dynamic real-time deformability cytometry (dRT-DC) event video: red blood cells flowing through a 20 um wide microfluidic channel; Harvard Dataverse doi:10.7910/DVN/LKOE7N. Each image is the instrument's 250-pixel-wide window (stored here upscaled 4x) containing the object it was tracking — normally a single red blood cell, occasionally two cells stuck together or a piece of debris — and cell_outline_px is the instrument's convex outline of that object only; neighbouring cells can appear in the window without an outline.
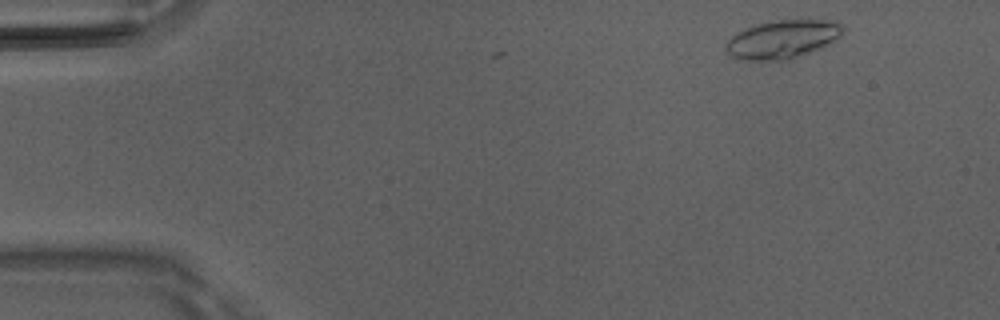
{"species": "Egyptian fruit bat (a non-hibernating species)", "species_latin": "Rousettus aegyptiacus", "temperature_condition": "room temperature", "stored_images_in_passage": 2, "camera_frame_rate_fps": 3000, "um_per_image_px": 0.085, "animal": {"sex": "male"}, "frame": {"image": 1, "passage_image": 2, "time_ms": 0.333, "image_size_px": [1000, 320], "cell_outline_px": [[844, 32], [836, 40], [824, 48], [788, 60], [744, 60], [732, 56], [724, 48], [724, 44], [736, 32], [744, 28], [776, 20], [836, 20], [844, 24]], "centroid_in_image_um": [66.58, 3.34], "position_along_channel_um": 18.4, "area_um2": 26.53}}